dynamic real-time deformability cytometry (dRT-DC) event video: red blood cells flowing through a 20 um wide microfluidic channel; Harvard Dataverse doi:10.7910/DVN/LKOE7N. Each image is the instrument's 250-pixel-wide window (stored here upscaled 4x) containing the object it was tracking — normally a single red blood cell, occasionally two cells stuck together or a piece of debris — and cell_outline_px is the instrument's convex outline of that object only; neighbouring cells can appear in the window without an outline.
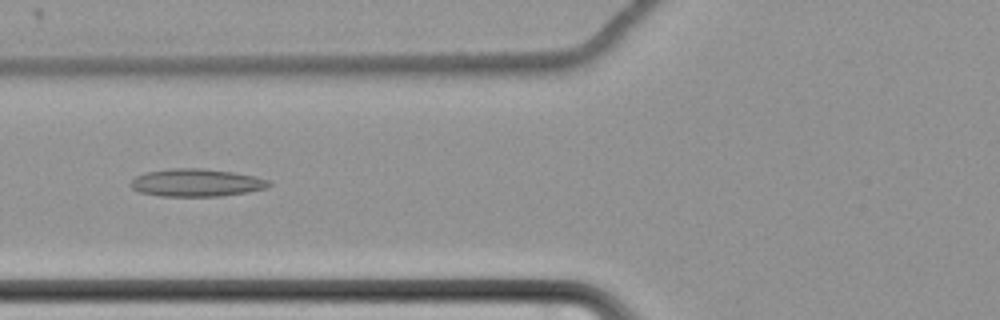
{"species": "common noctule bat (a hibernating species)", "species_latin": "Nyctalus noctula", "temperature_condition": "cold", "stored_images_in_passage": 47, "camera_frame_rate_fps": 3000, "um_per_image_px": 0.085, "animal": {"sex": "female", "body_mass_g": 22.7, "forearm_length_mm": 54.2}, "frame": {"image": 1, "passage_image": 12, "time_ms": 3.667, "image_size_px": [1000, 320], "cell_outline_px": [[272, 184], [264, 188], [248, 192], [220, 196], [160, 196], [140, 192], [132, 188], [128, 184], [136, 176], [148, 172], [172, 168], [200, 168], [232, 172], [252, 176], [268, 180]], "centroid_in_image_um": [16.66, 15.53], "position_along_channel_um": 109.1, "area_um2": 22.08}}
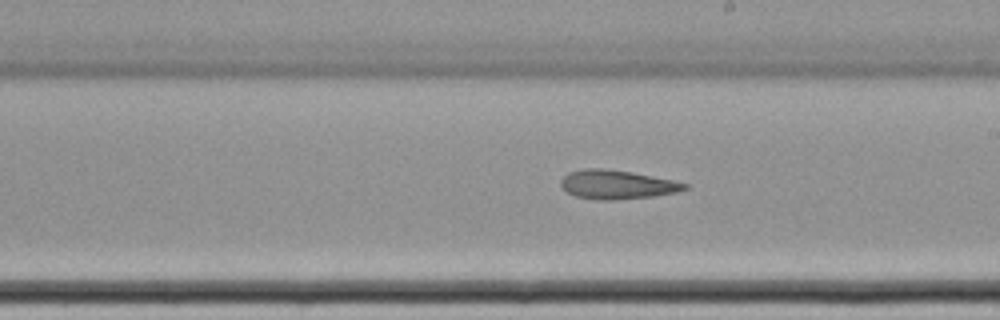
{"frame": {"image": 2, "passage_image": 23, "time_ms": 7.333, "image_size_px": [1000, 320], "cell_outline_px": [[688, 188], [676, 192], [652, 196], [608, 200], [596, 200], [576, 196], [568, 192], [560, 184], [560, 180], [568, 172], [584, 168], [604, 168], [632, 172], [672, 180], [688, 184]], "centroid_in_image_um": [52.41, 15.67], "position_along_channel_um": 236.6, "area_um2": 20.69}}
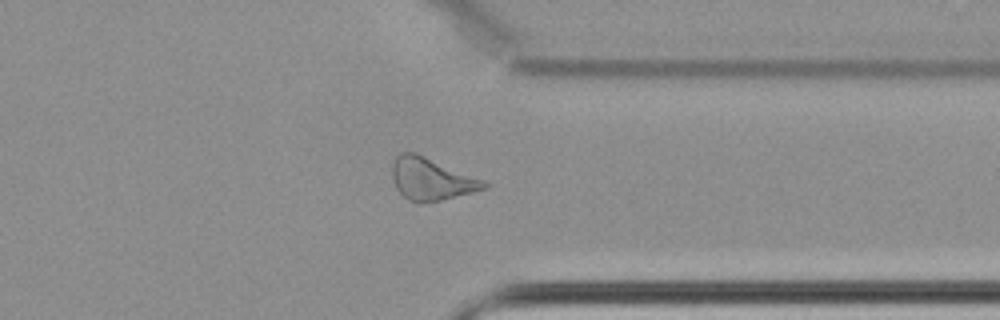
{"frame": {"image": 3, "passage_image": 35, "time_ms": 11.333, "image_size_px": [1000, 320], "cell_outline_px": [[488, 188], [440, 200], [420, 204], [416, 204], [408, 200], [396, 188], [392, 180], [392, 164], [396, 156], [400, 152], [416, 152], [484, 180], [488, 184]], "centroid_in_image_um": [36.62, 15.22], "position_along_channel_um": 374.8, "area_um2": 22.72}}